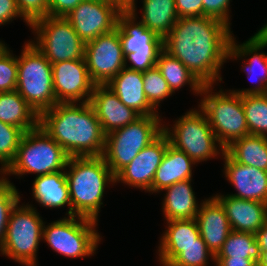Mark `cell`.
I'll list each match as a JSON object with an SVG mask.
<instances>
[{
	"label": "cell",
	"instance_id": "obj_13",
	"mask_svg": "<svg viewBox=\"0 0 267 266\" xmlns=\"http://www.w3.org/2000/svg\"><path fill=\"white\" fill-rule=\"evenodd\" d=\"M123 10L114 0H83L65 18L87 43L116 29L118 15Z\"/></svg>",
	"mask_w": 267,
	"mask_h": 266
},
{
	"label": "cell",
	"instance_id": "obj_5",
	"mask_svg": "<svg viewBox=\"0 0 267 266\" xmlns=\"http://www.w3.org/2000/svg\"><path fill=\"white\" fill-rule=\"evenodd\" d=\"M17 57L18 76L16 90L40 115L57 104L52 64L31 42L24 43Z\"/></svg>",
	"mask_w": 267,
	"mask_h": 266
},
{
	"label": "cell",
	"instance_id": "obj_44",
	"mask_svg": "<svg viewBox=\"0 0 267 266\" xmlns=\"http://www.w3.org/2000/svg\"><path fill=\"white\" fill-rule=\"evenodd\" d=\"M260 250H267V222L255 233Z\"/></svg>",
	"mask_w": 267,
	"mask_h": 266
},
{
	"label": "cell",
	"instance_id": "obj_49",
	"mask_svg": "<svg viewBox=\"0 0 267 266\" xmlns=\"http://www.w3.org/2000/svg\"><path fill=\"white\" fill-rule=\"evenodd\" d=\"M259 30L267 37V24L263 25Z\"/></svg>",
	"mask_w": 267,
	"mask_h": 266
},
{
	"label": "cell",
	"instance_id": "obj_20",
	"mask_svg": "<svg viewBox=\"0 0 267 266\" xmlns=\"http://www.w3.org/2000/svg\"><path fill=\"white\" fill-rule=\"evenodd\" d=\"M204 200L200 203L195 220L200 236L216 256L232 229L221 202L215 196Z\"/></svg>",
	"mask_w": 267,
	"mask_h": 266
},
{
	"label": "cell",
	"instance_id": "obj_35",
	"mask_svg": "<svg viewBox=\"0 0 267 266\" xmlns=\"http://www.w3.org/2000/svg\"><path fill=\"white\" fill-rule=\"evenodd\" d=\"M215 256L206 245L179 246V255L168 266H207Z\"/></svg>",
	"mask_w": 267,
	"mask_h": 266
},
{
	"label": "cell",
	"instance_id": "obj_33",
	"mask_svg": "<svg viewBox=\"0 0 267 266\" xmlns=\"http://www.w3.org/2000/svg\"><path fill=\"white\" fill-rule=\"evenodd\" d=\"M24 131L13 125L0 121V164L7 169L14 160Z\"/></svg>",
	"mask_w": 267,
	"mask_h": 266
},
{
	"label": "cell",
	"instance_id": "obj_27",
	"mask_svg": "<svg viewBox=\"0 0 267 266\" xmlns=\"http://www.w3.org/2000/svg\"><path fill=\"white\" fill-rule=\"evenodd\" d=\"M0 121L26 132L39 126V115L17 90L0 92Z\"/></svg>",
	"mask_w": 267,
	"mask_h": 266
},
{
	"label": "cell",
	"instance_id": "obj_34",
	"mask_svg": "<svg viewBox=\"0 0 267 266\" xmlns=\"http://www.w3.org/2000/svg\"><path fill=\"white\" fill-rule=\"evenodd\" d=\"M142 73L145 95L149 103L158 110L160 101L172 96L173 93L156 66Z\"/></svg>",
	"mask_w": 267,
	"mask_h": 266
},
{
	"label": "cell",
	"instance_id": "obj_42",
	"mask_svg": "<svg viewBox=\"0 0 267 266\" xmlns=\"http://www.w3.org/2000/svg\"><path fill=\"white\" fill-rule=\"evenodd\" d=\"M83 0H48L49 16L66 17Z\"/></svg>",
	"mask_w": 267,
	"mask_h": 266
},
{
	"label": "cell",
	"instance_id": "obj_31",
	"mask_svg": "<svg viewBox=\"0 0 267 266\" xmlns=\"http://www.w3.org/2000/svg\"><path fill=\"white\" fill-rule=\"evenodd\" d=\"M215 257H243L258 263L261 258V250L255 234L232 230Z\"/></svg>",
	"mask_w": 267,
	"mask_h": 266
},
{
	"label": "cell",
	"instance_id": "obj_23",
	"mask_svg": "<svg viewBox=\"0 0 267 266\" xmlns=\"http://www.w3.org/2000/svg\"><path fill=\"white\" fill-rule=\"evenodd\" d=\"M166 223L168 226L157 253L162 266H168L179 255V246L206 245L195 219L169 220Z\"/></svg>",
	"mask_w": 267,
	"mask_h": 266
},
{
	"label": "cell",
	"instance_id": "obj_22",
	"mask_svg": "<svg viewBox=\"0 0 267 266\" xmlns=\"http://www.w3.org/2000/svg\"><path fill=\"white\" fill-rule=\"evenodd\" d=\"M107 86L118 96L127 107L132 108L141 116L159 115L149 103L143 84V73L124 67Z\"/></svg>",
	"mask_w": 267,
	"mask_h": 266
},
{
	"label": "cell",
	"instance_id": "obj_4",
	"mask_svg": "<svg viewBox=\"0 0 267 266\" xmlns=\"http://www.w3.org/2000/svg\"><path fill=\"white\" fill-rule=\"evenodd\" d=\"M70 157L40 126L22 136L16 156L6 175L51 174L66 169Z\"/></svg>",
	"mask_w": 267,
	"mask_h": 266
},
{
	"label": "cell",
	"instance_id": "obj_8",
	"mask_svg": "<svg viewBox=\"0 0 267 266\" xmlns=\"http://www.w3.org/2000/svg\"><path fill=\"white\" fill-rule=\"evenodd\" d=\"M163 133L170 145L184 151L196 164L225 152L201 109L186 112L171 128L163 124Z\"/></svg>",
	"mask_w": 267,
	"mask_h": 266
},
{
	"label": "cell",
	"instance_id": "obj_48",
	"mask_svg": "<svg viewBox=\"0 0 267 266\" xmlns=\"http://www.w3.org/2000/svg\"><path fill=\"white\" fill-rule=\"evenodd\" d=\"M8 49L9 48L7 47V44L5 45V43L0 40V56L4 54Z\"/></svg>",
	"mask_w": 267,
	"mask_h": 266
},
{
	"label": "cell",
	"instance_id": "obj_9",
	"mask_svg": "<svg viewBox=\"0 0 267 266\" xmlns=\"http://www.w3.org/2000/svg\"><path fill=\"white\" fill-rule=\"evenodd\" d=\"M42 217L31 204L12 209L0 253L23 266H37V251L43 240Z\"/></svg>",
	"mask_w": 267,
	"mask_h": 266
},
{
	"label": "cell",
	"instance_id": "obj_7",
	"mask_svg": "<svg viewBox=\"0 0 267 266\" xmlns=\"http://www.w3.org/2000/svg\"><path fill=\"white\" fill-rule=\"evenodd\" d=\"M160 118L159 115L141 116L135 122L105 135L102 156L114 175L163 132V119Z\"/></svg>",
	"mask_w": 267,
	"mask_h": 266
},
{
	"label": "cell",
	"instance_id": "obj_45",
	"mask_svg": "<svg viewBox=\"0 0 267 266\" xmlns=\"http://www.w3.org/2000/svg\"><path fill=\"white\" fill-rule=\"evenodd\" d=\"M9 183L6 170L0 168V191Z\"/></svg>",
	"mask_w": 267,
	"mask_h": 266
},
{
	"label": "cell",
	"instance_id": "obj_21",
	"mask_svg": "<svg viewBox=\"0 0 267 266\" xmlns=\"http://www.w3.org/2000/svg\"><path fill=\"white\" fill-rule=\"evenodd\" d=\"M223 205L231 229L255 234L267 222V204L229 195H216Z\"/></svg>",
	"mask_w": 267,
	"mask_h": 266
},
{
	"label": "cell",
	"instance_id": "obj_12",
	"mask_svg": "<svg viewBox=\"0 0 267 266\" xmlns=\"http://www.w3.org/2000/svg\"><path fill=\"white\" fill-rule=\"evenodd\" d=\"M36 41H30L51 64L84 58L85 42L65 17L46 16L30 24Z\"/></svg>",
	"mask_w": 267,
	"mask_h": 266
},
{
	"label": "cell",
	"instance_id": "obj_40",
	"mask_svg": "<svg viewBox=\"0 0 267 266\" xmlns=\"http://www.w3.org/2000/svg\"><path fill=\"white\" fill-rule=\"evenodd\" d=\"M179 18L203 16L202 0H175Z\"/></svg>",
	"mask_w": 267,
	"mask_h": 266
},
{
	"label": "cell",
	"instance_id": "obj_18",
	"mask_svg": "<svg viewBox=\"0 0 267 266\" xmlns=\"http://www.w3.org/2000/svg\"><path fill=\"white\" fill-rule=\"evenodd\" d=\"M222 156L225 177L237 191L235 194L227 195L267 204V171L242 165L226 152Z\"/></svg>",
	"mask_w": 267,
	"mask_h": 266
},
{
	"label": "cell",
	"instance_id": "obj_2",
	"mask_svg": "<svg viewBox=\"0 0 267 266\" xmlns=\"http://www.w3.org/2000/svg\"><path fill=\"white\" fill-rule=\"evenodd\" d=\"M39 126L69 157L103 155L105 134L90 102L57 103L39 115Z\"/></svg>",
	"mask_w": 267,
	"mask_h": 266
},
{
	"label": "cell",
	"instance_id": "obj_25",
	"mask_svg": "<svg viewBox=\"0 0 267 266\" xmlns=\"http://www.w3.org/2000/svg\"><path fill=\"white\" fill-rule=\"evenodd\" d=\"M32 186V196L41 206L53 209L68 205L66 214L71 216V201L65 170L36 176Z\"/></svg>",
	"mask_w": 267,
	"mask_h": 266
},
{
	"label": "cell",
	"instance_id": "obj_46",
	"mask_svg": "<svg viewBox=\"0 0 267 266\" xmlns=\"http://www.w3.org/2000/svg\"><path fill=\"white\" fill-rule=\"evenodd\" d=\"M257 266H267V250H261V258Z\"/></svg>",
	"mask_w": 267,
	"mask_h": 266
},
{
	"label": "cell",
	"instance_id": "obj_14",
	"mask_svg": "<svg viewBox=\"0 0 267 266\" xmlns=\"http://www.w3.org/2000/svg\"><path fill=\"white\" fill-rule=\"evenodd\" d=\"M84 58L92 81L107 85L125 67L118 27L85 43Z\"/></svg>",
	"mask_w": 267,
	"mask_h": 266
},
{
	"label": "cell",
	"instance_id": "obj_30",
	"mask_svg": "<svg viewBox=\"0 0 267 266\" xmlns=\"http://www.w3.org/2000/svg\"><path fill=\"white\" fill-rule=\"evenodd\" d=\"M156 67L168 83L172 93L189 84L191 91L200 94L203 84L177 58L171 56L164 49L159 53Z\"/></svg>",
	"mask_w": 267,
	"mask_h": 266
},
{
	"label": "cell",
	"instance_id": "obj_17",
	"mask_svg": "<svg viewBox=\"0 0 267 266\" xmlns=\"http://www.w3.org/2000/svg\"><path fill=\"white\" fill-rule=\"evenodd\" d=\"M235 39L236 38L232 36L231 46L228 49V60H238L240 57L245 58L248 55H252L249 59L245 60L242 66L243 68L241 69L247 73L249 80L252 79V82L255 81L258 85L249 89L233 91L239 95L267 93V54L261 51L267 47V37L258 30L251 38L242 44H237ZM258 51L261 52L259 53Z\"/></svg>",
	"mask_w": 267,
	"mask_h": 266
},
{
	"label": "cell",
	"instance_id": "obj_11",
	"mask_svg": "<svg viewBox=\"0 0 267 266\" xmlns=\"http://www.w3.org/2000/svg\"><path fill=\"white\" fill-rule=\"evenodd\" d=\"M136 4H131L118 15L119 37L125 56V67L144 72L156 66L159 53L164 49L163 39L136 22ZM132 63L130 66L127 62Z\"/></svg>",
	"mask_w": 267,
	"mask_h": 266
},
{
	"label": "cell",
	"instance_id": "obj_28",
	"mask_svg": "<svg viewBox=\"0 0 267 266\" xmlns=\"http://www.w3.org/2000/svg\"><path fill=\"white\" fill-rule=\"evenodd\" d=\"M140 22L164 39L178 20L175 0H143Z\"/></svg>",
	"mask_w": 267,
	"mask_h": 266
},
{
	"label": "cell",
	"instance_id": "obj_39",
	"mask_svg": "<svg viewBox=\"0 0 267 266\" xmlns=\"http://www.w3.org/2000/svg\"><path fill=\"white\" fill-rule=\"evenodd\" d=\"M230 1L232 0H202L203 16H209L223 21L230 27Z\"/></svg>",
	"mask_w": 267,
	"mask_h": 266
},
{
	"label": "cell",
	"instance_id": "obj_36",
	"mask_svg": "<svg viewBox=\"0 0 267 266\" xmlns=\"http://www.w3.org/2000/svg\"><path fill=\"white\" fill-rule=\"evenodd\" d=\"M21 197L13 183H9L0 191V249L6 237V229L12 209Z\"/></svg>",
	"mask_w": 267,
	"mask_h": 266
},
{
	"label": "cell",
	"instance_id": "obj_43",
	"mask_svg": "<svg viewBox=\"0 0 267 266\" xmlns=\"http://www.w3.org/2000/svg\"><path fill=\"white\" fill-rule=\"evenodd\" d=\"M215 266H257L250 258L215 257Z\"/></svg>",
	"mask_w": 267,
	"mask_h": 266
},
{
	"label": "cell",
	"instance_id": "obj_24",
	"mask_svg": "<svg viewBox=\"0 0 267 266\" xmlns=\"http://www.w3.org/2000/svg\"><path fill=\"white\" fill-rule=\"evenodd\" d=\"M195 164L184 151L168 144L152 182V193L163 192V189L177 182L192 179V168Z\"/></svg>",
	"mask_w": 267,
	"mask_h": 266
},
{
	"label": "cell",
	"instance_id": "obj_10",
	"mask_svg": "<svg viewBox=\"0 0 267 266\" xmlns=\"http://www.w3.org/2000/svg\"><path fill=\"white\" fill-rule=\"evenodd\" d=\"M98 221L67 216L43 225V239L52 250L71 258H85L96 254L101 236L95 228Z\"/></svg>",
	"mask_w": 267,
	"mask_h": 266
},
{
	"label": "cell",
	"instance_id": "obj_47",
	"mask_svg": "<svg viewBox=\"0 0 267 266\" xmlns=\"http://www.w3.org/2000/svg\"><path fill=\"white\" fill-rule=\"evenodd\" d=\"M118 2L124 9H127L131 4H135L136 0H114Z\"/></svg>",
	"mask_w": 267,
	"mask_h": 266
},
{
	"label": "cell",
	"instance_id": "obj_41",
	"mask_svg": "<svg viewBox=\"0 0 267 266\" xmlns=\"http://www.w3.org/2000/svg\"><path fill=\"white\" fill-rule=\"evenodd\" d=\"M16 17H22L30 27V23L19 12L16 0H0V26L12 22Z\"/></svg>",
	"mask_w": 267,
	"mask_h": 266
},
{
	"label": "cell",
	"instance_id": "obj_32",
	"mask_svg": "<svg viewBox=\"0 0 267 266\" xmlns=\"http://www.w3.org/2000/svg\"><path fill=\"white\" fill-rule=\"evenodd\" d=\"M249 134L267 137V93L241 95Z\"/></svg>",
	"mask_w": 267,
	"mask_h": 266
},
{
	"label": "cell",
	"instance_id": "obj_1",
	"mask_svg": "<svg viewBox=\"0 0 267 266\" xmlns=\"http://www.w3.org/2000/svg\"><path fill=\"white\" fill-rule=\"evenodd\" d=\"M232 32L223 21L209 16L178 18L163 47L203 85H214L222 81L220 70L228 60Z\"/></svg>",
	"mask_w": 267,
	"mask_h": 266
},
{
	"label": "cell",
	"instance_id": "obj_6",
	"mask_svg": "<svg viewBox=\"0 0 267 266\" xmlns=\"http://www.w3.org/2000/svg\"><path fill=\"white\" fill-rule=\"evenodd\" d=\"M212 87V84L203 85L198 108L205 113L217 140L225 149L233 141L249 135L248 125L241 95L233 90L212 92Z\"/></svg>",
	"mask_w": 267,
	"mask_h": 266
},
{
	"label": "cell",
	"instance_id": "obj_37",
	"mask_svg": "<svg viewBox=\"0 0 267 266\" xmlns=\"http://www.w3.org/2000/svg\"><path fill=\"white\" fill-rule=\"evenodd\" d=\"M8 49L0 56V92L14 91L17 88L18 62L16 55Z\"/></svg>",
	"mask_w": 267,
	"mask_h": 266
},
{
	"label": "cell",
	"instance_id": "obj_29",
	"mask_svg": "<svg viewBox=\"0 0 267 266\" xmlns=\"http://www.w3.org/2000/svg\"><path fill=\"white\" fill-rule=\"evenodd\" d=\"M225 152L236 162L267 171V137L246 135L233 141Z\"/></svg>",
	"mask_w": 267,
	"mask_h": 266
},
{
	"label": "cell",
	"instance_id": "obj_16",
	"mask_svg": "<svg viewBox=\"0 0 267 266\" xmlns=\"http://www.w3.org/2000/svg\"><path fill=\"white\" fill-rule=\"evenodd\" d=\"M169 140L162 132L153 142L142 149L138 155L115 175V183L152 193V182L161 164Z\"/></svg>",
	"mask_w": 267,
	"mask_h": 266
},
{
	"label": "cell",
	"instance_id": "obj_15",
	"mask_svg": "<svg viewBox=\"0 0 267 266\" xmlns=\"http://www.w3.org/2000/svg\"><path fill=\"white\" fill-rule=\"evenodd\" d=\"M53 89L57 103L90 102L95 83L85 58L52 64Z\"/></svg>",
	"mask_w": 267,
	"mask_h": 266
},
{
	"label": "cell",
	"instance_id": "obj_38",
	"mask_svg": "<svg viewBox=\"0 0 267 266\" xmlns=\"http://www.w3.org/2000/svg\"><path fill=\"white\" fill-rule=\"evenodd\" d=\"M21 15L31 24L49 15L48 0H16Z\"/></svg>",
	"mask_w": 267,
	"mask_h": 266
},
{
	"label": "cell",
	"instance_id": "obj_19",
	"mask_svg": "<svg viewBox=\"0 0 267 266\" xmlns=\"http://www.w3.org/2000/svg\"><path fill=\"white\" fill-rule=\"evenodd\" d=\"M90 104L105 135L141 117L135 110L124 105L107 85H95Z\"/></svg>",
	"mask_w": 267,
	"mask_h": 266
},
{
	"label": "cell",
	"instance_id": "obj_3",
	"mask_svg": "<svg viewBox=\"0 0 267 266\" xmlns=\"http://www.w3.org/2000/svg\"><path fill=\"white\" fill-rule=\"evenodd\" d=\"M66 168L71 216L98 221L105 188L109 183L115 185V175L102 155L70 157Z\"/></svg>",
	"mask_w": 267,
	"mask_h": 266
},
{
	"label": "cell",
	"instance_id": "obj_26",
	"mask_svg": "<svg viewBox=\"0 0 267 266\" xmlns=\"http://www.w3.org/2000/svg\"><path fill=\"white\" fill-rule=\"evenodd\" d=\"M192 179L177 182L165 189L162 210L166 221L195 219L200 206L191 185Z\"/></svg>",
	"mask_w": 267,
	"mask_h": 266
}]
</instances>
